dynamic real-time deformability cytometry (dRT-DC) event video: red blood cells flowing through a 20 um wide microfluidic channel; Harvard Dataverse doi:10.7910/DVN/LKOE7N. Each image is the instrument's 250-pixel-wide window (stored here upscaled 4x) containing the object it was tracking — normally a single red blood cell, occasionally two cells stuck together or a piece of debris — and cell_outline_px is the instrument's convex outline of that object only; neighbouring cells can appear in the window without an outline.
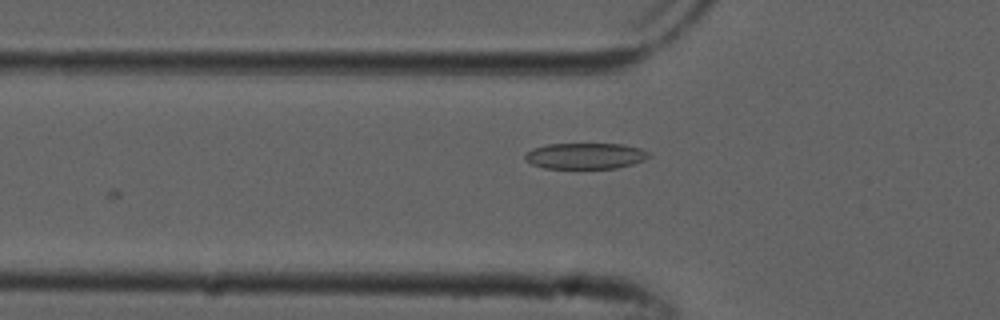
{"species": "common noctule bat (a hibernating species)", "species_latin": "Nyctalus noctula", "temperature_condition": "cold", "stored_images_in_passage": 9, "camera_frame_rate_fps": 3000, "um_per_image_px": 0.085, "animal": {"sex": "male", "forearm_length_mm": 52.5}, "frame": {"image": 1, "passage_image": 4, "time_ms": 1.0, "image_size_px": [1000, 320], "cell_outline_px": [[652, 156], [644, 160], [632, 164], [616, 168], [544, 168], [532, 164], [524, 160], [524, 156], [532, 148], [548, 144], [624, 144], [640, 148], [648, 152]], "centroid_in_image_um": [49.76, 13.25], "position_along_channel_um": 76.0, "area_um2": 18.79}}
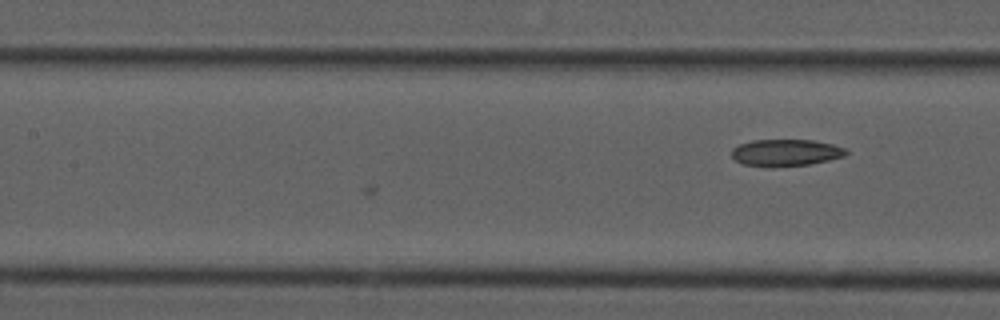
{"frame": {"image": 2, "passage_image": 9, "time_ms": 2.667, "image_size_px": [1000, 320], "cell_outline_px": [[848, 152], [844, 156], [828, 160], [808, 164], [772, 168], [744, 164], [736, 160], [732, 156], [732, 148], [740, 144], [752, 140], [812, 140], [832, 144], [844, 148]], "centroid_in_image_um": [66.76, 12.98], "position_along_channel_um": 140.6, "area_um2": 17.86}}